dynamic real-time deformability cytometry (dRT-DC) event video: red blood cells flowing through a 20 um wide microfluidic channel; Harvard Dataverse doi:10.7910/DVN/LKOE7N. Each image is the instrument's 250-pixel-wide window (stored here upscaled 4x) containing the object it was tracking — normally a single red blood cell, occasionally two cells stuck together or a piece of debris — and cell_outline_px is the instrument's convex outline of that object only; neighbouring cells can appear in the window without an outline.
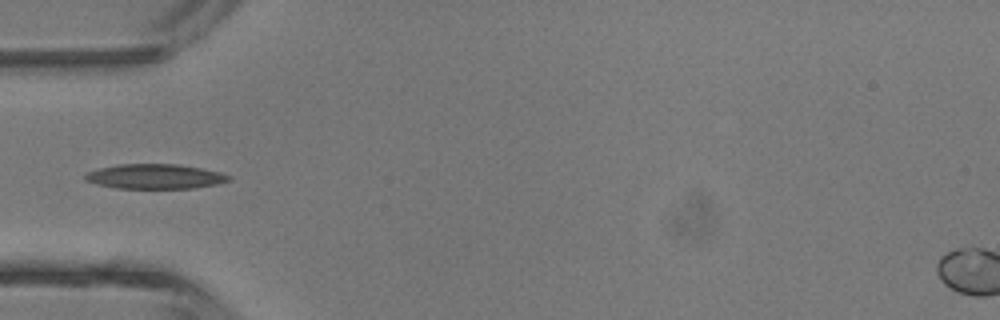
{"species": "common noctule bat (a hibernating species)", "species_latin": "Nyctalus noctula", "temperature_condition": "room temperature", "stored_images_in_passage": 1, "camera_frame_rate_fps": 3000, "um_per_image_px": 0.085, "animal": {"sex": "male", "body_mass_g": 13.3}, "frame": {"image": 1, "passage_image": 1, "time_ms": 0.0, "image_size_px": [1000, 320], "cell_outline_px": [[232, 180], [216, 184], [192, 188], [116, 188], [96, 184], [84, 180], [84, 176], [88, 172], [100, 168], [120, 164], [180, 164], [220, 172], [232, 176]], "centroid_in_image_um": [13.19, 15.0], "position_along_channel_um": 71.8, "area_um2": 20.69}}